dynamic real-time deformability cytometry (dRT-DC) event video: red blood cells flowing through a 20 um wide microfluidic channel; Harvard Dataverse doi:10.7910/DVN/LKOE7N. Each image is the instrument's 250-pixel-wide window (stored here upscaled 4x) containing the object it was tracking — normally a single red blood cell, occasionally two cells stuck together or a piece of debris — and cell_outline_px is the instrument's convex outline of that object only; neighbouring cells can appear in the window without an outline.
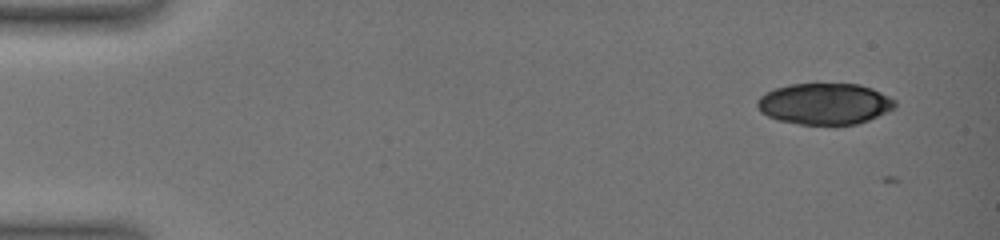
{"species": "common noctule bat (a hibernating species)", "species_latin": "Nyctalus noctula", "temperature_condition": "warm", "stored_images_in_passage": 7, "camera_frame_rate_fps": 3000, "um_per_image_px": 0.085, "animal": {"sex": "female", "body_mass_g": 19.0, "forearm_length_mm": 51.5}, "frame": {"image": 1, "passage_image": 4, "time_ms": 1.333, "image_size_px": [1000, 240], "cell_outline_px": [[896, 108], [868, 120], [856, 124], [800, 124], [780, 120], [768, 116], [760, 112], [756, 104], [756, 100], [760, 96], [776, 88], [788, 84], [860, 84], [872, 88], [896, 100]], "centroid_in_image_um": [70.1, 8.82], "position_along_channel_um": 14.9, "area_um2": 33.0}}